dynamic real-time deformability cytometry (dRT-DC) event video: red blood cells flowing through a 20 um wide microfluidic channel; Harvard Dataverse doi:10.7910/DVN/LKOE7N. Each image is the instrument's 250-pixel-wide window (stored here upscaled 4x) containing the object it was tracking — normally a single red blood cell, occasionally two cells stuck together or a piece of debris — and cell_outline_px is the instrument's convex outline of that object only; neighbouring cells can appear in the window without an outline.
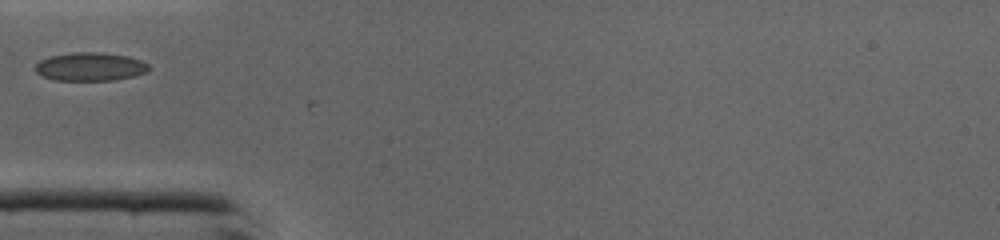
{"species": "common noctule bat (a hibernating species)", "species_latin": "Nyctalus noctula", "temperature_condition": "cold", "stored_images_in_passage": 2, "camera_frame_rate_fps": 3000, "um_per_image_px": 0.085, "animal": {"sex": "male", "body_mass_g": 19.0, "forearm_length_mm": 50.8}, "frame": {"image": 1, "passage_image": 1, "time_ms": 0.0, "image_size_px": [1000, 240], "cell_outline_px": [[152, 68], [148, 72], [116, 80], [52, 80], [36, 72], [36, 64], [40, 60], [48, 56], [72, 52], [96, 52], [128, 56], [140, 60], [148, 64]], "centroid_in_image_um": [7.68, 5.66], "position_along_channel_um": 77.3, "area_um2": 18.84}}